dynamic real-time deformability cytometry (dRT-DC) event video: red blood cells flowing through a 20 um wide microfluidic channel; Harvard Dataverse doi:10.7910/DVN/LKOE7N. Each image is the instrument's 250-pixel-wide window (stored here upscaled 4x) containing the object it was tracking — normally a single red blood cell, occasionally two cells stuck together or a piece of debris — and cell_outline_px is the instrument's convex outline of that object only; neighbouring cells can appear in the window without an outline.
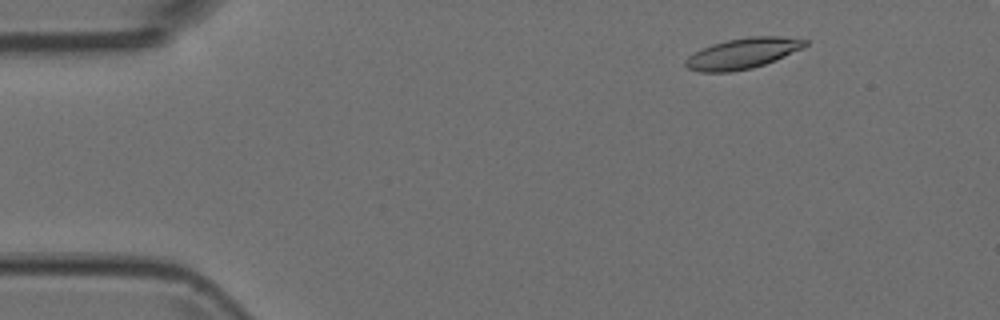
{"species": "Egyptian fruit bat (a non-hibernating species)", "species_latin": "Rousettus aegyptiacus", "temperature_condition": "room temperature", "stored_images_in_passage": 3, "camera_frame_rate_fps": 3000, "um_per_image_px": 0.085, "animal": {"sex": "female"}, "frame": {"image": 1, "passage_image": 2, "time_ms": 0.333, "image_size_px": [1000, 320], "cell_outline_px": [[808, 44], [804, 48], [776, 60], [752, 68], [732, 72], [700, 72], [688, 68], [684, 64], [684, 60], [688, 56], [712, 44], [728, 40], [748, 36], [780, 36], [808, 40]], "centroid_in_image_um": [63.16, 4.54], "position_along_channel_um": 21.8, "area_um2": 21.39}}